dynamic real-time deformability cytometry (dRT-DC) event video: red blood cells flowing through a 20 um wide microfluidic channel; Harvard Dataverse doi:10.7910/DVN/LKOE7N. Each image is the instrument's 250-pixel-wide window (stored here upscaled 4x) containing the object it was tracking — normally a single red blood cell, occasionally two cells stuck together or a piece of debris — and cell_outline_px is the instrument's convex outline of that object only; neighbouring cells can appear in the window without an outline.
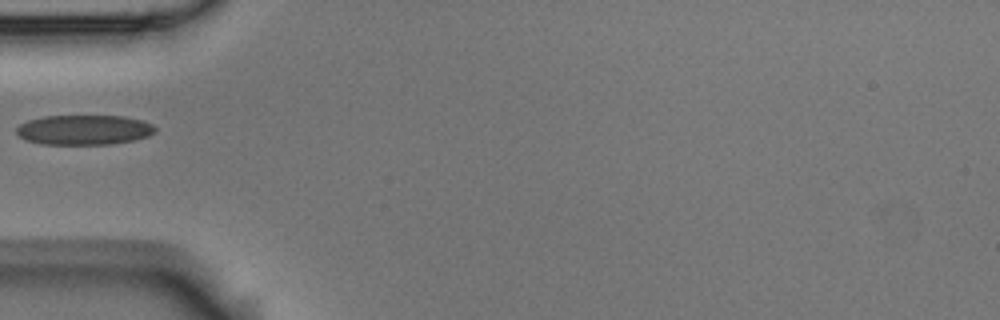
{"species": "Egyptian fruit bat (a non-hibernating species)", "species_latin": "Rousettus aegyptiacus", "temperature_condition": "room temperature", "stored_images_in_passage": 5, "camera_frame_rate_fps": 3000, "um_per_image_px": 0.085, "animal": {"sex": "male"}, "frame": {"image": 1, "passage_image": 5, "time_ms": 1.333, "image_size_px": [1000, 320], "cell_outline_px": [[156, 132], [148, 136], [136, 140], [112, 144], [40, 144], [28, 140], [20, 136], [16, 132], [16, 128], [20, 124], [28, 120], [44, 116], [124, 116], [140, 120], [152, 124], [156, 128]], "centroid_in_image_um": [7.17, 11.04], "position_along_channel_um": 77.8, "area_um2": 24.16}}